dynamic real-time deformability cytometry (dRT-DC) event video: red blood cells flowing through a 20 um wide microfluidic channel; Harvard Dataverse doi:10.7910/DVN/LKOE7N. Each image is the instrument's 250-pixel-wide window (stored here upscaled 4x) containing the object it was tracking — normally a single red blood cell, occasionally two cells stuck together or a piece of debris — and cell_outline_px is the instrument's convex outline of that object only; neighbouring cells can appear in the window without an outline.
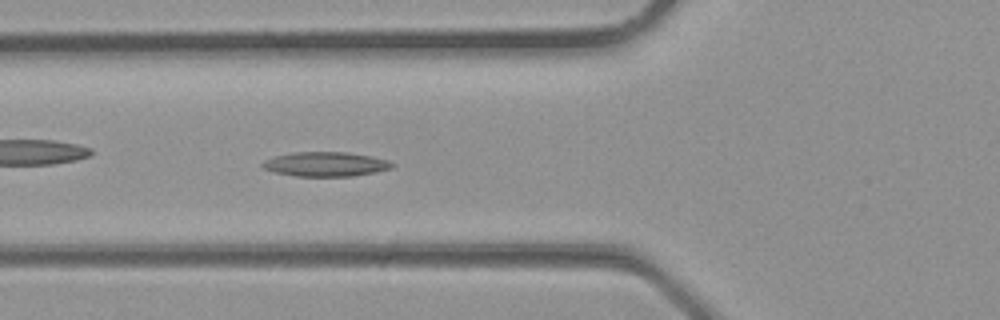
{"species": "common noctule bat (a hibernating species)", "species_latin": "Nyctalus noctula", "temperature_condition": "room temperature", "stored_images_in_passage": 34, "camera_frame_rate_fps": 3000, "um_per_image_px": 0.085, "animal": {"sex": "male", "body_mass_g": 23.1, "forearm_length_mm": 52.7}, "frame": {"image": 1, "passage_image": 12, "time_ms": 3.667, "image_size_px": [1000, 320], "cell_outline_px": [[396, 164], [392, 168], [376, 172], [352, 176], [296, 176], [272, 172], [264, 168], [260, 164], [264, 160], [276, 156], [292, 152], [348, 152], [372, 156], [388, 160]], "centroid_in_image_um": [27.69, 13.95], "position_along_channel_um": 98.1, "area_um2": 18.61}}
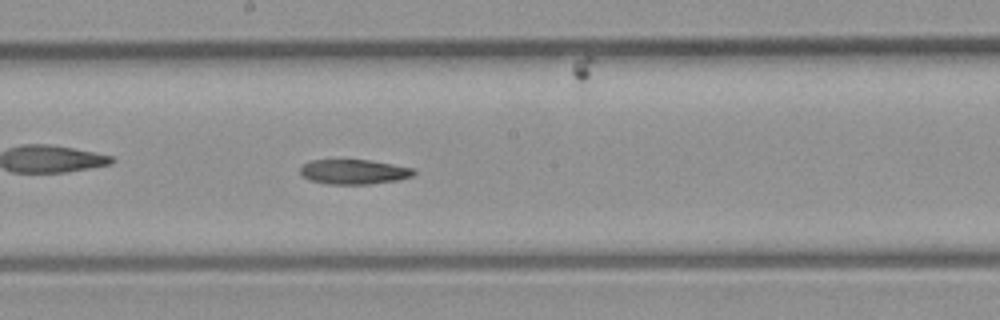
{"frame": {"image": 2, "passage_image": 18, "time_ms": 5.667, "image_size_px": [1000, 320], "cell_outline_px": [[416, 172], [412, 176], [396, 180], [368, 184], [328, 184], [308, 180], [300, 172], [300, 168], [304, 164], [312, 160], [368, 160], [416, 168]], "centroid_in_image_um": [30.09, 14.6], "position_along_channel_um": 218.1, "area_um2": 16.3}}
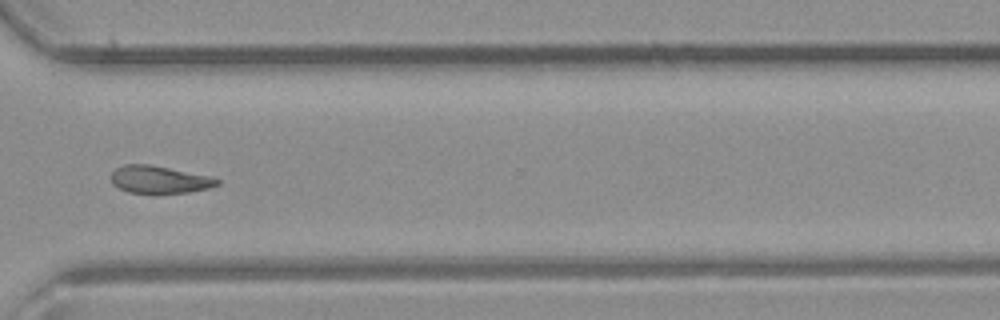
{"frame": {"image": 3, "passage_image": 25, "time_ms": 8.0, "image_size_px": [1000, 320], "cell_outline_px": [[220, 184], [208, 188], [188, 192], [128, 192], [112, 184], [112, 172], [116, 168], [124, 164], [148, 164], [212, 176], [220, 180]], "centroid_in_image_um": [13.56, 15.24], "position_along_channel_um": 357.0, "area_um2": 16.7}}